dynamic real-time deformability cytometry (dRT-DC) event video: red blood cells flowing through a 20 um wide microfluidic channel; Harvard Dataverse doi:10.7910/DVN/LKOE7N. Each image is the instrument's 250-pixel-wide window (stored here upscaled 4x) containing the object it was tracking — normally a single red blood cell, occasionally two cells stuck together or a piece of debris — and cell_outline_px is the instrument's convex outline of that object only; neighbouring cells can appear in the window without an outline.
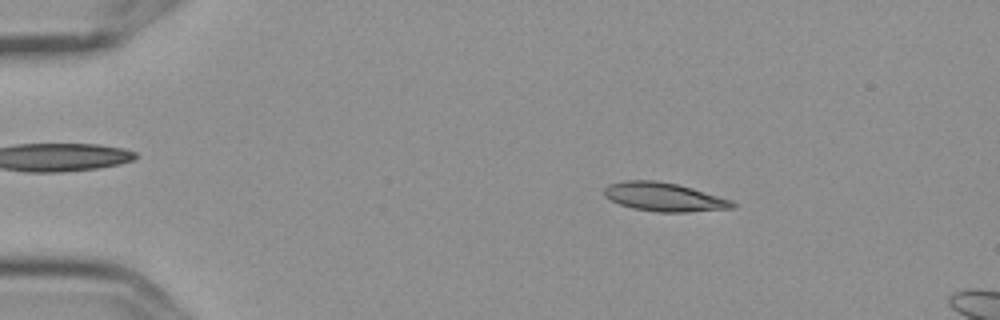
{"species": "Egyptian fruit bat (a non-hibernating species)", "species_latin": "Rousettus aegyptiacus", "temperature_condition": "cold", "stored_images_in_passage": 5, "camera_frame_rate_fps": 3000, "um_per_image_px": 0.085, "frame": {"image": 1, "passage_image": 3, "time_ms": 0.667, "image_size_px": [1000, 320], "cell_outline_px": [[736, 204], [732, 208], [688, 212], [656, 212], [632, 208], [620, 204], [604, 196], [604, 188], [608, 184], [624, 180], [656, 180], [676, 184], [692, 188], [732, 200]], "centroid_in_image_um": [56.42, 16.74], "position_along_channel_um": 28.6, "area_um2": 21.39}}